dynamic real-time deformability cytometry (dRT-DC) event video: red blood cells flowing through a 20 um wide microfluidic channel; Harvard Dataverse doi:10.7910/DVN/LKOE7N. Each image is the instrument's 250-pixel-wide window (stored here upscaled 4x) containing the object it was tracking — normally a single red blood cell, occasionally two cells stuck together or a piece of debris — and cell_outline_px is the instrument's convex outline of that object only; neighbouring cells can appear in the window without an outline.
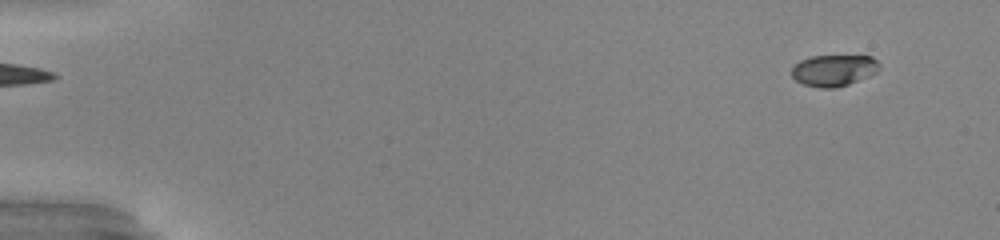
{"species": "common noctule bat (a hibernating species)", "species_latin": "Nyctalus noctula", "temperature_condition": "warm", "stored_images_in_passage": 49, "camera_frame_rate_fps": 3000, "um_per_image_px": 0.085, "animal": {"sex": "male", "body_mass_g": 20.0, "forearm_length_mm": 53.3}, "frame": {"image": 1, "passage_image": 1, "time_ms": 0.0, "image_size_px": [1000, 240], "cell_outline_px": [[880, 68], [876, 72], [868, 76], [848, 84], [836, 88], [820, 88], [804, 84], [796, 80], [792, 76], [792, 68], [800, 60], [812, 56], [872, 56], [880, 64]], "centroid_in_image_um": [70.88, 5.98], "position_along_channel_um": 14.1, "area_um2": 15.95}}
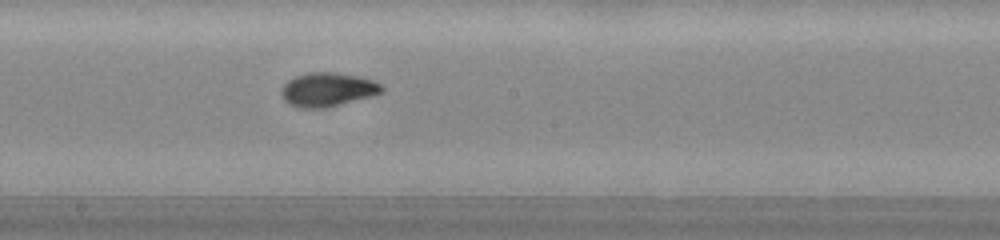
{"frame": {"image": 2, "passage_image": 27, "time_ms": 8.667, "image_size_px": [1000, 240], "cell_outline_px": [[384, 92], [372, 96], [324, 108], [300, 108], [288, 104], [284, 100], [280, 92], [284, 84], [288, 80], [296, 76], [312, 72], [332, 72], [356, 76], [372, 80], [380, 84], [384, 88]], "centroid_in_image_um": [27.83, 7.62], "position_along_channel_um": 220.4, "area_um2": 19.71}}
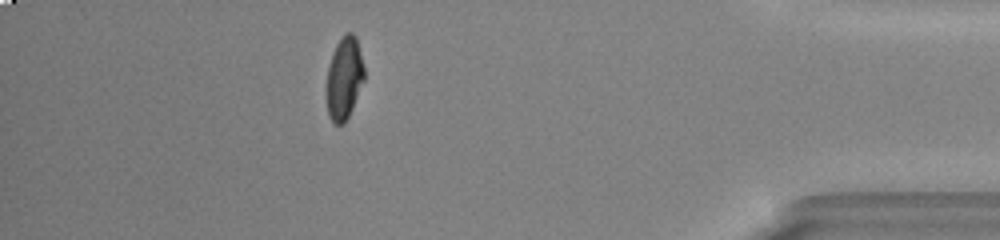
{"frame": {"image": 3, "passage_image": 44, "time_ms": 14.333, "image_size_px": [1000, 240], "cell_outline_px": [[364, 80], [352, 108], [344, 124], [332, 124], [328, 116], [328, 68], [332, 52], [336, 44], [344, 32], [352, 32], [356, 36], [364, 68]], "centroid_in_image_um": [29.27, 6.62], "position_along_channel_um": 405.9, "area_um2": 17.92}, "authors_computed_cell_mechanics": {"area_um2": 18.5538, "velocity_mm_per_s": 4.0111, "shape_relaxation_time_tau1_ms": 4.5722, "shape_relaxation_time_tau2_ms": 1.2879, "deformation_change_tau1": 0.2003, "deformation_change_tau2": 0.0521}}